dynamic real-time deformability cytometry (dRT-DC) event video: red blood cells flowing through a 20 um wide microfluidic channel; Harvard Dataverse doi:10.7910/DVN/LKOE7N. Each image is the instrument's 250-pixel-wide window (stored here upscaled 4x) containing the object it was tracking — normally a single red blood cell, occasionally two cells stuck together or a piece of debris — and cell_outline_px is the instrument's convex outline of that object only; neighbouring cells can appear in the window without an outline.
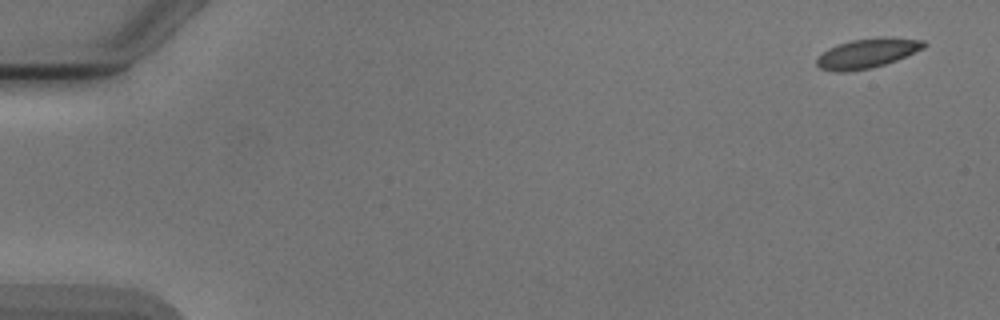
{"species": "Egyptian fruit bat (a non-hibernating species)", "species_latin": "Rousettus aegyptiacus", "temperature_condition": "cold", "stored_images_in_passage": 4, "camera_frame_rate_fps": 3000, "um_per_image_px": 0.085, "animal": {"sex": "male"}, "frame": {"image": 1, "passage_image": 1, "time_ms": 0.0, "image_size_px": [1000, 320], "cell_outline_px": [[928, 44], [924, 48], [896, 60], [872, 68], [848, 72], [832, 72], [820, 68], [816, 64], [816, 60], [828, 48], [836, 44], [852, 40], [880, 36], [884, 36], [924, 40]], "centroid_in_image_um": [73.72, 4.52], "position_along_channel_um": 11.3, "area_um2": 18.67}}
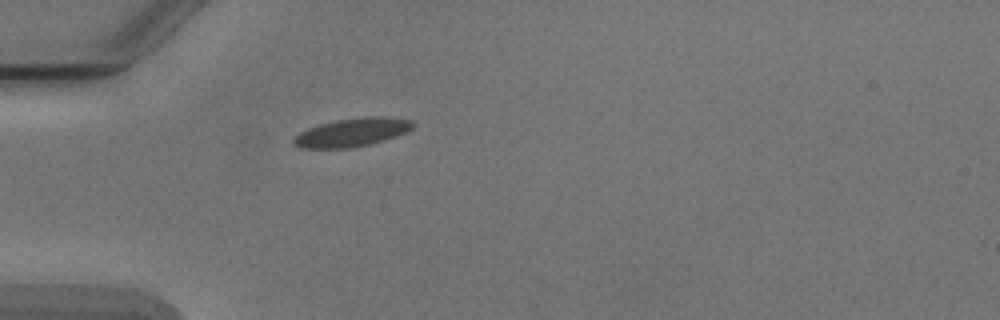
{"frame": {"image": 2, "passage_image": 4, "time_ms": 4.667, "image_size_px": [1000, 320], "cell_outline_px": [[416, 124], [412, 128], [396, 136], [384, 140], [352, 148], [300, 148], [292, 144], [292, 140], [300, 132], [308, 128], [320, 124], [336, 120], [364, 116], [384, 116], [412, 120]], "centroid_in_image_um": [29.92, 11.24], "position_along_channel_um": 55.1, "area_um2": 19.77}}